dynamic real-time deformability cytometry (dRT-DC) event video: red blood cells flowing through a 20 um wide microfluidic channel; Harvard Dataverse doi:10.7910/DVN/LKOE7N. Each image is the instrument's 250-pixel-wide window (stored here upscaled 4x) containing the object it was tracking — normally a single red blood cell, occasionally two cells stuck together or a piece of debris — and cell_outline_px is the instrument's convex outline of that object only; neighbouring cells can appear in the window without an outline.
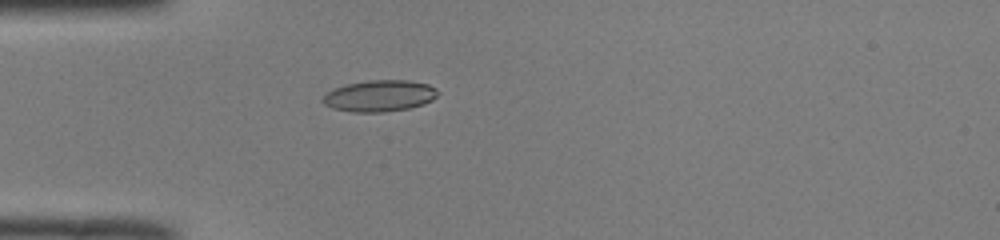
{"species": "common noctule bat (a hibernating species)", "species_latin": "Nyctalus noctula", "temperature_condition": "room temperature", "stored_images_in_passage": 37, "camera_frame_rate_fps": 3000, "um_per_image_px": 0.085, "animal": {"sex": "male", "body_mass_g": 19.0, "forearm_length_mm": 50.8}, "frame": {"image": 1, "passage_image": 1, "time_ms": 0.0, "image_size_px": [1000, 240], "cell_outline_px": [[440, 92], [432, 100], [424, 104], [408, 108], [384, 112], [352, 112], [332, 108], [324, 104], [320, 100], [328, 92], [336, 88], [348, 84], [368, 80], [408, 80], [428, 84], [436, 88]], "centroid_in_image_um": [32.28, 8.15], "position_along_channel_um": 52.7, "area_um2": 21.04}}
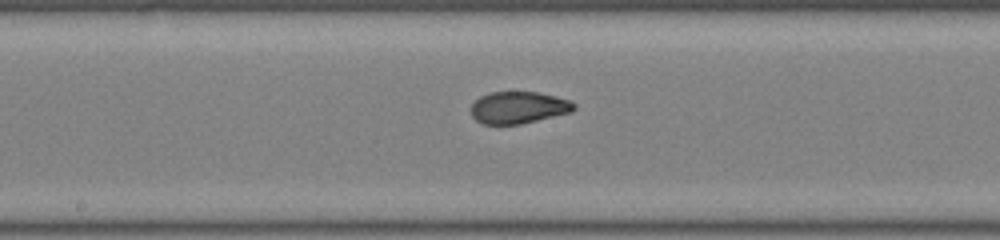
{"frame": {"image": 2, "passage_image": 13, "time_ms": 4.0, "image_size_px": [1000, 240], "cell_outline_px": [[576, 108], [572, 112], [520, 124], [484, 124], [476, 120], [472, 116], [472, 104], [480, 96], [492, 92], [536, 92], [556, 96], [568, 100], [576, 104]], "centroid_in_image_um": [44.09, 9.14], "position_along_channel_um": 204.1, "area_um2": 19.07}}
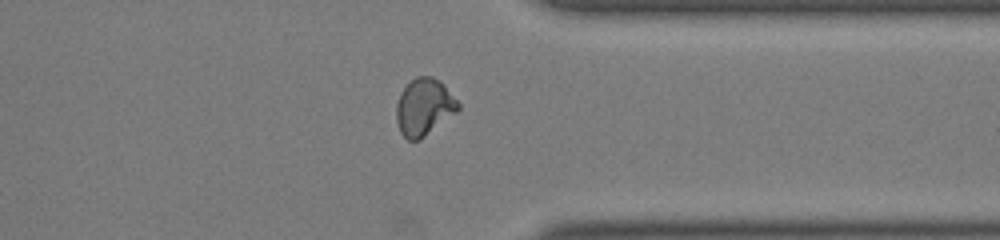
{"frame": {"image": 3, "passage_image": 26, "time_ms": 8.333, "image_size_px": [1000, 240], "cell_outline_px": [[460, 108], [456, 112], [420, 140], [408, 140], [400, 132], [396, 120], [396, 104], [400, 92], [416, 76], [432, 76], [440, 80], [444, 84], [460, 104]], "centroid_in_image_um": [36.04, 9.09], "position_along_channel_um": 375.4, "area_um2": 20.52}, "authors_computed_cell_mechanics": {"area_um2": 19.8832, "velocity_mm_per_s": 4.0137, "shape_relaxation_time_tau1_ms": 6.7585, "shape_relaxation_time_tau2_ms": 0.983, "deformation_change_tau1": 0.2167, "deformation_change_tau2": 0.059}}